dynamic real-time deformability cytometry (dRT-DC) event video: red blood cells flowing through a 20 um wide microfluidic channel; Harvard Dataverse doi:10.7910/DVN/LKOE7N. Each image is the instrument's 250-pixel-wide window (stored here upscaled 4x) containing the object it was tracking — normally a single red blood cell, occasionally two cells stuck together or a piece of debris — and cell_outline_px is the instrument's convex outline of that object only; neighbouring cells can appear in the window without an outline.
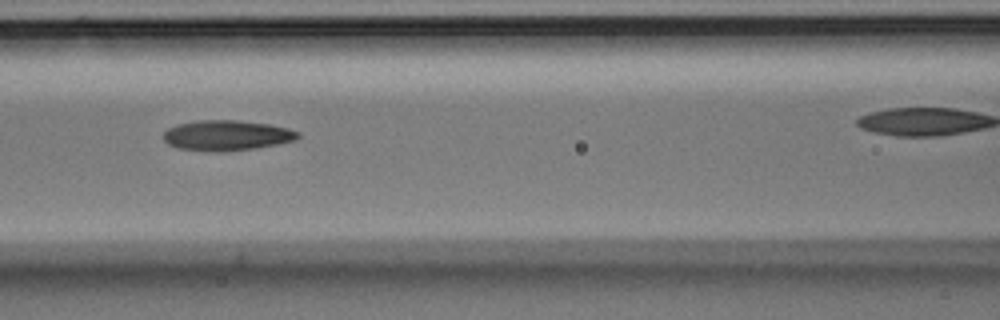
{"species": "Egyptian fruit bat (a non-hibernating species)", "species_latin": "Rousettus aegyptiacus", "temperature_condition": "room temperature", "stored_images_in_passage": 12, "camera_frame_rate_fps": 3000, "um_per_image_px": 0.085, "animal": {"sex": "male"}, "frame": {"image": 1, "passage_image": 7, "time_ms": 2.0, "image_size_px": [1000, 320], "cell_outline_px": [[300, 136], [296, 140], [256, 148], [220, 152], [216, 152], [180, 148], [168, 144], [164, 140], [164, 132], [168, 128], [176, 124], [196, 120], [236, 120], [268, 124], [288, 128], [300, 132]], "centroid_in_image_um": [19.28, 11.5], "position_along_channel_um": 147.3, "area_um2": 23.76}}
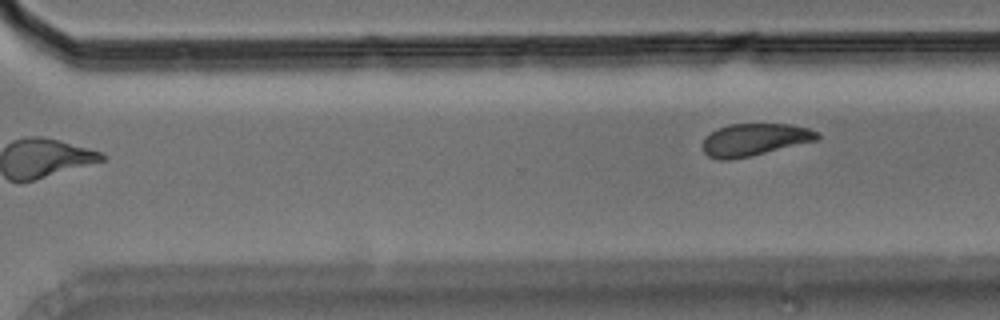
{"frame": {"image": 2, "passage_image": 12, "time_ms": 3.667, "image_size_px": [1000, 320], "cell_outline_px": [[820, 140], [752, 156], [732, 160], [720, 160], [708, 156], [704, 152], [700, 144], [704, 136], [716, 128], [728, 124], [792, 124], [808, 128], [820, 132]], "centroid_in_image_um": [64.12, 11.87], "position_along_channel_um": 306.5, "area_um2": 22.25}}